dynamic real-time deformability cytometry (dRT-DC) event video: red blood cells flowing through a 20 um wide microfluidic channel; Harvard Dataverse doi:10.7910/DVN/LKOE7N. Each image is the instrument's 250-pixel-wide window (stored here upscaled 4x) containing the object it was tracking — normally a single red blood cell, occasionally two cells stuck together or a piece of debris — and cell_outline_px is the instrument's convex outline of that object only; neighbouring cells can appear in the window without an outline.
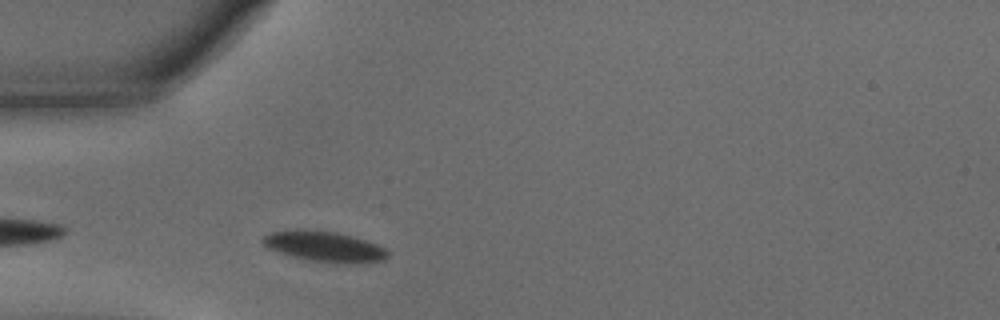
{"species": "common noctule bat (a hibernating species)", "species_latin": "Nyctalus noctula", "temperature_condition": "warm", "stored_images_in_passage": 7, "camera_frame_rate_fps": 3000, "um_per_image_px": 0.085, "animal": {"sex": "male", "body_mass_g": 15.6}, "frame": {"image": 1, "passage_image": 3, "time_ms": 0.667, "image_size_px": [1000, 320], "cell_outline_px": [[388, 256], [384, 260], [344, 264], [336, 264], [308, 260], [292, 256], [268, 248], [260, 240], [268, 232], [296, 228], [304, 228], [336, 232], [352, 236], [376, 244], [384, 248], [388, 252]], "centroid_in_image_um": [27.52, 20.93], "position_along_channel_um": 57.5, "area_um2": 22.43}}